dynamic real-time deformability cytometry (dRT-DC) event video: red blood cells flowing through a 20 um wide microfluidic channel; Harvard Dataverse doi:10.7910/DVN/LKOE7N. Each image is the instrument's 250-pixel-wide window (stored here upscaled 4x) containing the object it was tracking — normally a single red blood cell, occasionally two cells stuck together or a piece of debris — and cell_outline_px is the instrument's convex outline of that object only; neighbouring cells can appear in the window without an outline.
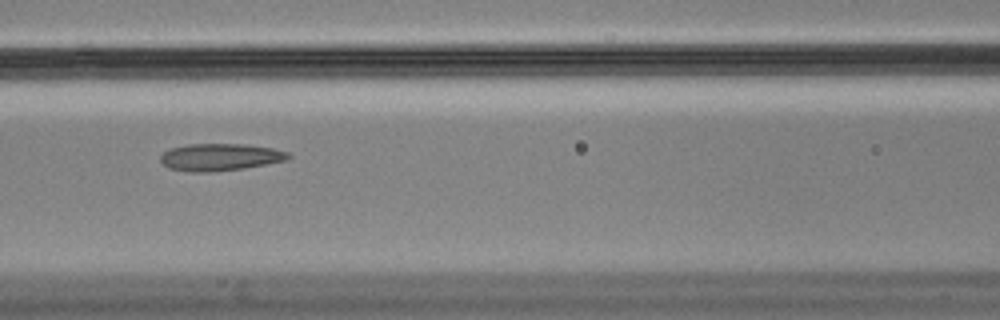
{"species": "Egyptian fruit bat (a non-hibernating species)", "species_latin": "Rousettus aegyptiacus", "temperature_condition": "cold", "stored_images_in_passage": 7, "segment_of_instrument_passage": [1, 2], "camera_frame_rate_fps": 3000, "um_per_image_px": 0.085, "animal": {"sex": "male"}, "frame": {"image": 1, "passage_image": 6, "time_ms": 1.667, "image_size_px": [1000, 320], "cell_outline_px": [[292, 156], [288, 160], [244, 168], [212, 172], [188, 172], [168, 168], [160, 160], [160, 156], [164, 152], [172, 148], [188, 144], [244, 144], [272, 148], [288, 152]], "centroid_in_image_um": [18.72, 13.36], "position_along_channel_um": 147.9, "area_um2": 20.29}}